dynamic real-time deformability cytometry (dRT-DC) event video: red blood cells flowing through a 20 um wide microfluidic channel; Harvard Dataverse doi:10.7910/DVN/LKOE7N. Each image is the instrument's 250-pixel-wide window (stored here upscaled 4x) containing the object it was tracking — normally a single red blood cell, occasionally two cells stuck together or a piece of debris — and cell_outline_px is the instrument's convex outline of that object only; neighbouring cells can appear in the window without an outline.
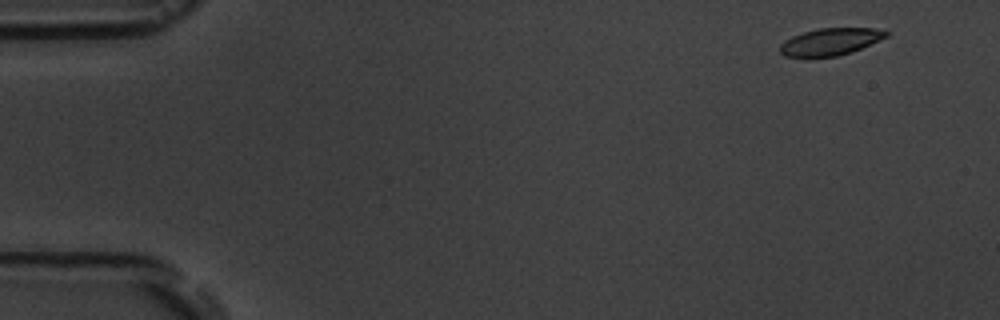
{"species": "common noctule bat (a hibernating species)", "species_latin": "Nyctalus noctula", "temperature_condition": "room temperature", "stored_images_in_passage": 7, "camera_frame_rate_fps": 3000, "um_per_image_px": 0.085, "animal": {"sex": "male", "body_mass_g": 19.5, "forearm_length_mm": 54.6}, "frame": {"image": 1, "passage_image": 1, "time_ms": 0.0, "image_size_px": [1000, 320], "cell_outline_px": [[888, 36], [852, 52], [836, 56], [808, 60], [784, 56], [780, 52], [780, 44], [784, 40], [792, 36], [804, 32], [820, 28], [872, 28], [888, 32]], "centroid_in_image_um": [70.49, 3.6], "position_along_channel_um": 14.5, "area_um2": 17.22}}
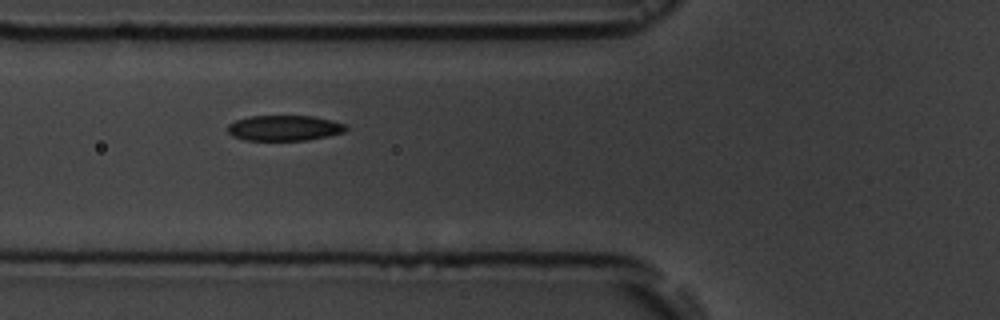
{"frame": {"image": 2, "passage_image": 6, "time_ms": 5.667, "image_size_px": [1000, 320], "cell_outline_px": [[348, 128], [344, 132], [328, 136], [308, 140], [244, 140], [232, 136], [228, 132], [228, 124], [236, 120], [248, 116], [312, 116], [332, 120], [344, 124]], "centroid_in_image_um": [24.15, 10.88], "position_along_channel_um": 101.6, "area_um2": 17.57}}
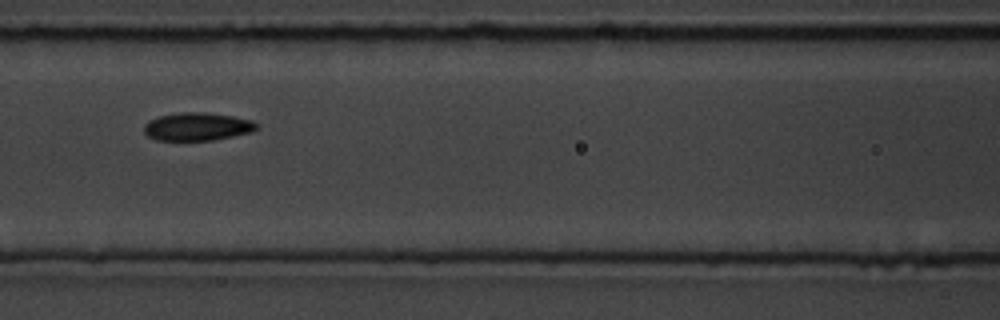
{"frame": {"image": 3, "passage_image": 7, "time_ms": 7.0, "image_size_px": [1000, 320], "cell_outline_px": [[256, 128], [252, 132], [212, 140], [156, 140], [148, 136], [144, 132], [144, 124], [148, 120], [160, 116], [180, 112], [204, 112], [232, 116], [252, 120], [256, 124]], "centroid_in_image_um": [16.73, 10.76], "position_along_channel_um": 149.9, "area_um2": 18.26}}